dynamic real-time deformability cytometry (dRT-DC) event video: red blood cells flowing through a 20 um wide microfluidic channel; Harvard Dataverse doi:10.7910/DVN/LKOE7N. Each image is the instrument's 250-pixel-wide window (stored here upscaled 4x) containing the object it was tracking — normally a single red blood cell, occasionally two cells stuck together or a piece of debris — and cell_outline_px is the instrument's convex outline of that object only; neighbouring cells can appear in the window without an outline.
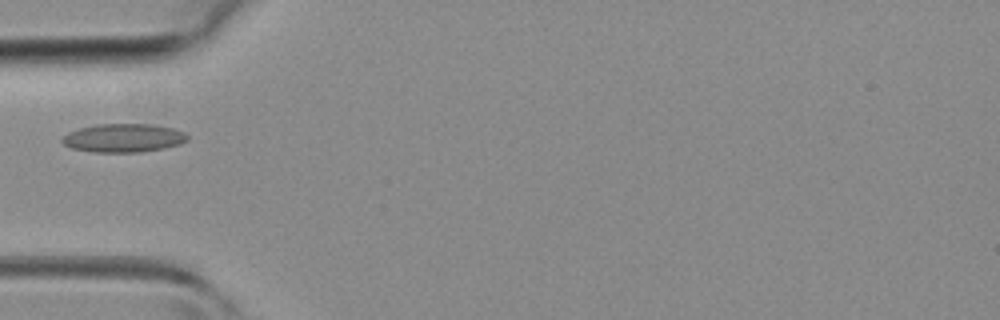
{"species": "common noctule bat (a hibernating species)", "species_latin": "Nyctalus noctula", "temperature_condition": "room temperature", "stored_images_in_passage": 21, "camera_frame_rate_fps": 3000, "um_per_image_px": 0.085, "animal": {"sex": "female", "body_mass_g": 19.3, "forearm_length_mm": 54.1}, "frame": {"image": 1, "passage_image": 1, "time_ms": 0.0, "image_size_px": [1000, 320], "cell_outline_px": [[188, 140], [180, 144], [164, 148], [140, 152], [96, 152], [72, 148], [64, 144], [60, 140], [68, 132], [80, 128], [96, 124], [152, 124], [176, 128], [184, 132], [188, 136]], "centroid_in_image_um": [10.53, 11.72], "position_along_channel_um": 74.5, "area_um2": 20.87}}
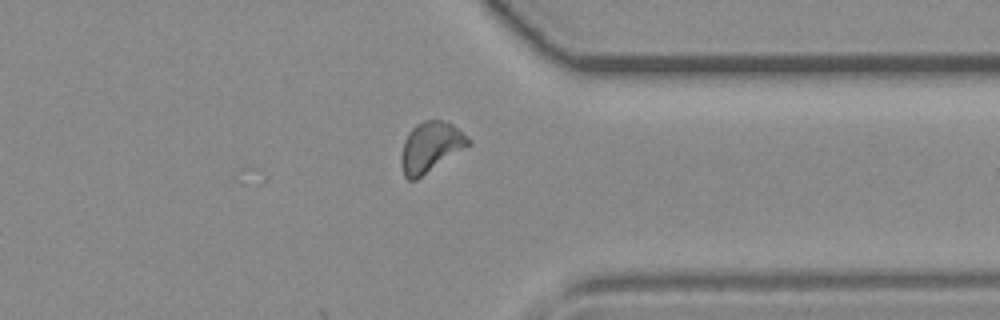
{"frame": {"image": 2, "passage_image": 21, "time_ms": 6.667, "image_size_px": [1000, 320], "cell_outline_px": [[472, 144], [416, 180], [408, 180], [404, 176], [400, 164], [400, 156], [404, 140], [408, 132], [416, 124], [424, 120], [440, 120], [452, 124], [472, 140]], "centroid_in_image_um": [36.59, 12.51], "position_along_channel_um": 374.8, "area_um2": 19.83}}